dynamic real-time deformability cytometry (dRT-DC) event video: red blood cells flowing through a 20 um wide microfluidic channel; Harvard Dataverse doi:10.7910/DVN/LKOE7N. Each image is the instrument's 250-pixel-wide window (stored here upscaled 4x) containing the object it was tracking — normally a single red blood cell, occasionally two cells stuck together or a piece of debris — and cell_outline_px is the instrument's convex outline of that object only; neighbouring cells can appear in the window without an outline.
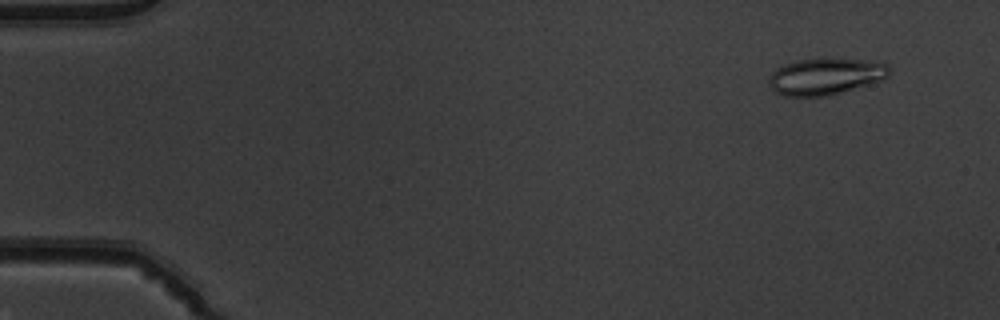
{"species": "common noctule bat (a hibernating species)", "species_latin": "Nyctalus noctula", "temperature_condition": "warm", "stored_images_in_passage": 51, "camera_frame_rate_fps": 3000, "um_per_image_px": 0.085, "animal": {"sex": "male", "body_mass_g": 19.5, "forearm_length_mm": 54.6}, "frame": {"image": 1, "passage_image": 4, "time_ms": 1.0, "image_size_px": [1000, 320], "cell_outline_px": [[888, 76], [880, 80], [868, 84], [828, 96], [784, 96], [776, 92], [768, 84], [768, 80], [772, 72], [776, 68], [784, 64], [800, 60], [880, 60], [888, 64]], "centroid_in_image_um": [70.15, 6.51], "position_along_channel_um": 14.8, "area_um2": 25.2}}
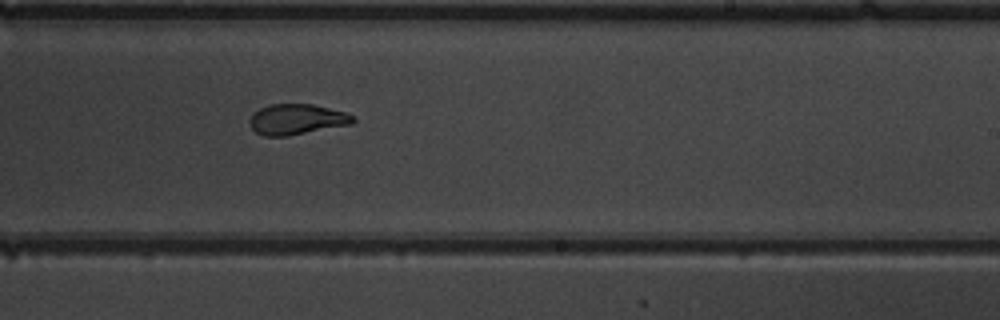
{"frame": {"image": 2, "passage_image": 32, "time_ms": 10.333, "image_size_px": [1000, 320], "cell_outline_px": [[356, 120], [352, 124], [288, 136], [264, 136], [256, 132], [248, 124], [248, 120], [252, 112], [260, 108], [272, 104], [312, 104], [344, 112], [352, 116]], "centroid_in_image_um": [25.17, 10.15], "position_along_channel_um": 263.8, "area_um2": 18.44}}
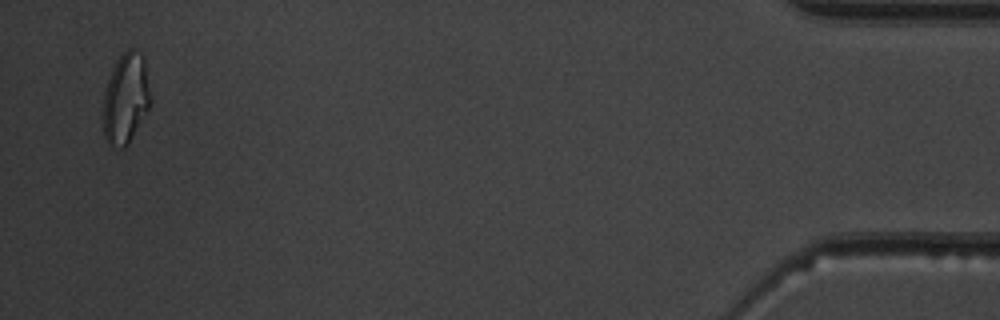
{"frame": {"image": 3, "passage_image": 50, "time_ms": 16.333, "image_size_px": [1000, 320], "cell_outline_px": [[152, 100], [148, 108], [128, 144], [124, 148], [120, 148], [108, 144], [104, 136], [104, 92], [112, 68], [116, 60], [128, 48], [132, 48], [144, 56], [152, 96]], "centroid_in_image_um": [10.71, 8.34], "position_along_channel_um": 424.5, "area_um2": 24.97}, "authors_computed_cell_mechanics": {"area_um2": 20.519, "velocity_mm_per_s": 3.9903, "shape_relaxation_time_tau1_ms": 9.1227, "shape_relaxation_time_tau2_ms": 1.567, "deformation_change_tau1": 0.2201, "deformation_change_tau2": 0.0804}}